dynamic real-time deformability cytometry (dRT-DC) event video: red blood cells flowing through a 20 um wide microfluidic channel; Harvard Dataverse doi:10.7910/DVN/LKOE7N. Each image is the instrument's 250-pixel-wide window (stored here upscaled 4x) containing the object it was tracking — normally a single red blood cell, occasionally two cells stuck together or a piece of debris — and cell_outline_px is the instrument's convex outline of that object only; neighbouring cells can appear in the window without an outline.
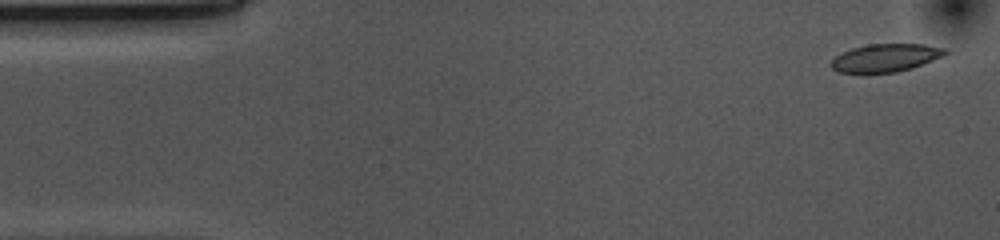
{"species": "common noctule bat (a hibernating species)", "species_latin": "Nyctalus noctula", "temperature_condition": "cold", "stored_images_in_passage": 53, "camera_frame_rate_fps": 3000, "um_per_image_px": 0.085, "animal": {"sex": "female", "body_mass_g": 10.0, "forearm_length_mm": 53.1}, "frame": {"image": 1, "passage_image": 2, "time_ms": 0.333, "image_size_px": [1000, 240], "cell_outline_px": [[948, 52], [944, 56], [912, 68], [896, 72], [864, 76], [840, 72], [832, 68], [832, 60], [836, 56], [852, 48], [868, 44], [924, 44], [944, 48]], "centroid_in_image_um": [75.25, 4.96], "position_along_channel_um": 9.8, "area_um2": 19.07}}
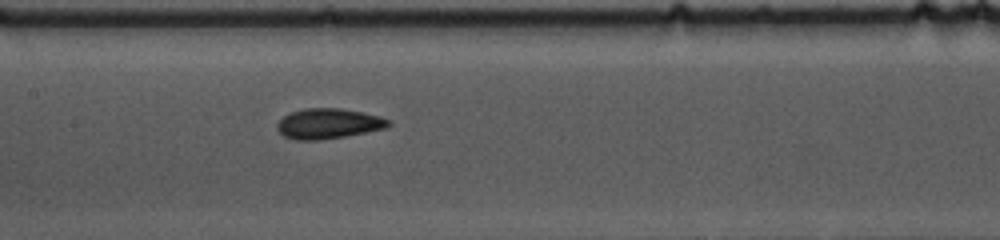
{"frame": {"image": 2, "passage_image": 24, "time_ms": 7.667, "image_size_px": [1000, 240], "cell_outline_px": [[392, 124], [388, 128], [344, 136], [320, 140], [296, 140], [284, 136], [276, 128], [276, 124], [284, 116], [292, 112], [304, 108], [340, 108], [364, 112], [380, 116], [388, 120]], "centroid_in_image_um": [27.93, 10.5], "position_along_channel_um": 179.5, "area_um2": 19.65}}
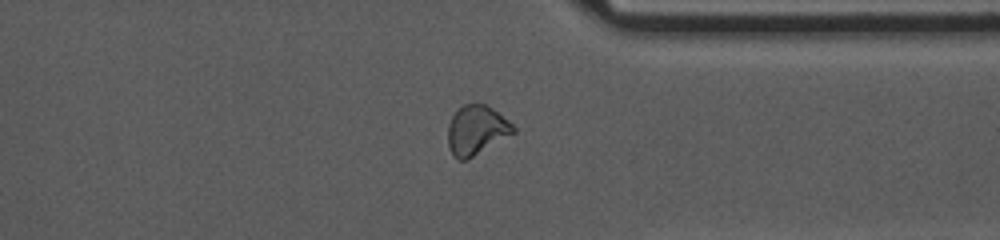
{"frame": {"image": 3, "passage_image": 40, "time_ms": 13.0, "image_size_px": [1000, 240], "cell_outline_px": [[516, 132], [468, 160], [460, 160], [452, 156], [448, 148], [448, 124], [452, 116], [464, 104], [484, 104], [492, 108], [508, 120], [516, 128]], "centroid_in_image_um": [40.49, 11.09], "position_along_channel_um": 370.9, "area_um2": 18.9}, "authors_computed_cell_mechanics": {"area_um2": 19.363, "velocity_mm_per_s": 3.682, "shape_relaxation_time_tau1_ms": 7.2323, "shape_relaxation_time_tau2_ms": 1.9046, "deformation_change_tau1": 0.1347, "deformation_change_tau2": 0.0655}}